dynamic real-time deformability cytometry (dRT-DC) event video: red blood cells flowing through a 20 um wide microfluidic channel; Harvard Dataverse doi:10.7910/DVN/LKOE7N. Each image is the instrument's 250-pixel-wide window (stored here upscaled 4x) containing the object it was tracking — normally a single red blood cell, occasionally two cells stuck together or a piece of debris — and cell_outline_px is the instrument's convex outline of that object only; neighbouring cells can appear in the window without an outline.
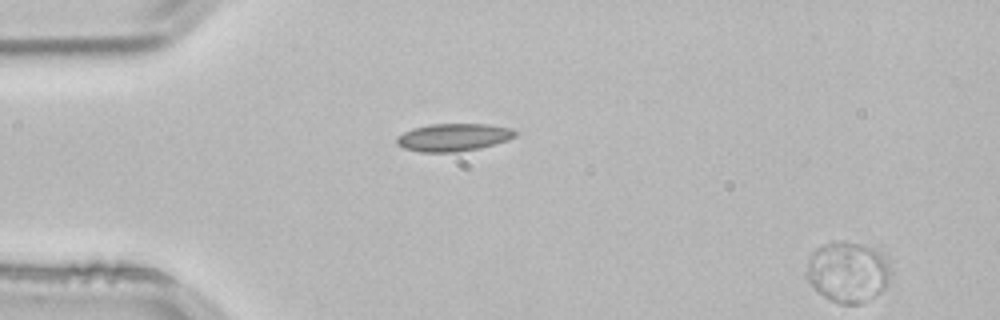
{"species": "common noctule bat (a hibernating species)", "species_latin": "Nyctalus noctula", "temperature_condition": "room temperature", "stored_images_in_passage": 14, "segment_of_instrument_passage": [2, 2], "camera_frame_rate_fps": 3000, "um_per_image_px": 0.085, "animal": {"sex": "male", "body_mass_g": 21.5, "forearm_length_mm": 52.0}, "frame": {"image": 1, "passage_image": 14, "time_ms": 4.333, "image_size_px": [1000, 320], "cell_outline_px": [[892, 276], [884, 288], [880, 292], [860, 304], [840, 304], [824, 296], [804, 276], [804, 272], [808, 256], [816, 248], [832, 240], [860, 244], [872, 248], [880, 252], [884, 256], [892, 272]], "centroid_in_image_um": [72.04, 23.1], "position_along_channel_um": 13.0, "area_um2": 29.94}}